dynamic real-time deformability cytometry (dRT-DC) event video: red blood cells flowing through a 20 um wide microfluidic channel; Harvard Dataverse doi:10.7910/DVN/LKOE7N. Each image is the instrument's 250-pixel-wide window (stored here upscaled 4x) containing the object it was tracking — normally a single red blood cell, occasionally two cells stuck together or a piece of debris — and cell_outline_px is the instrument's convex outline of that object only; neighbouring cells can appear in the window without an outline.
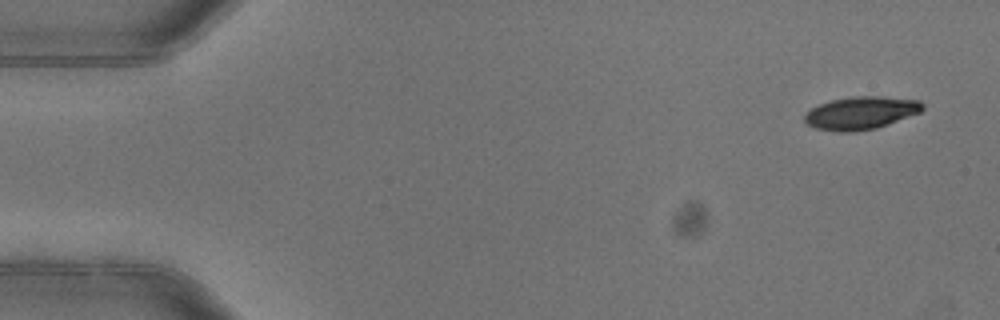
{"species": "common noctule bat (a hibernating species)", "species_latin": "Nyctalus noctula", "temperature_condition": "warm", "stored_images_in_passage": 4, "camera_frame_rate_fps": 3000, "um_per_image_px": 0.085, "animal": {"sex": "female"}, "frame": {"image": 1, "passage_image": 1, "time_ms": 0.0, "image_size_px": [1000, 320], "cell_outline_px": [[924, 108], [920, 112], [876, 128], [852, 132], [840, 132], [816, 128], [808, 124], [804, 120], [804, 116], [812, 108], [820, 104], [832, 100], [852, 96], [880, 96], [920, 100], [924, 104]], "centroid_in_image_um": [73.19, 9.59], "position_along_channel_um": 11.8, "area_um2": 22.37}}